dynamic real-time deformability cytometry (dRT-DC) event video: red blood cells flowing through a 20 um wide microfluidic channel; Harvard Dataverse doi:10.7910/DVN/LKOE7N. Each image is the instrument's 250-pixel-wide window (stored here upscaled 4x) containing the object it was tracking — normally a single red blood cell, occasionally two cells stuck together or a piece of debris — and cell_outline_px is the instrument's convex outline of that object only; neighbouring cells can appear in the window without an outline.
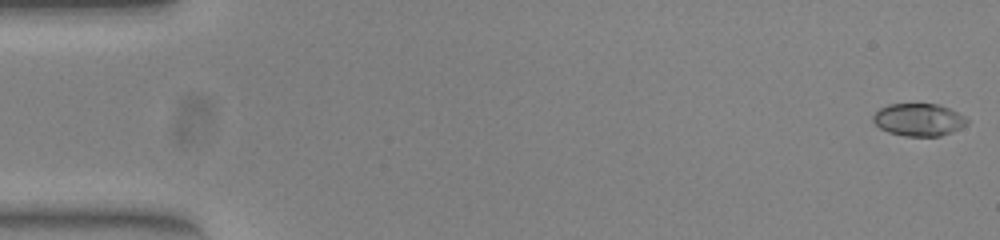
{"species": "common noctule bat (a hibernating species)", "species_latin": "Nyctalus noctula", "temperature_condition": "warm", "stored_images_in_passage": 53, "camera_frame_rate_fps": 3000, "um_per_image_px": 0.085, "animal": {"sex": "female", "body_mass_g": 23.0, "forearm_length_mm": 53.4}, "frame": {"image": 1, "passage_image": 1, "time_ms": 0.0, "image_size_px": [1000, 240], "cell_outline_px": [[968, 124], [952, 132], [940, 136], [904, 136], [888, 132], [880, 128], [872, 120], [872, 116], [880, 108], [888, 104], [940, 104], [964, 116], [968, 120]], "centroid_in_image_um": [78.08, 10.18], "position_along_channel_um": 6.9, "area_um2": 17.8}}
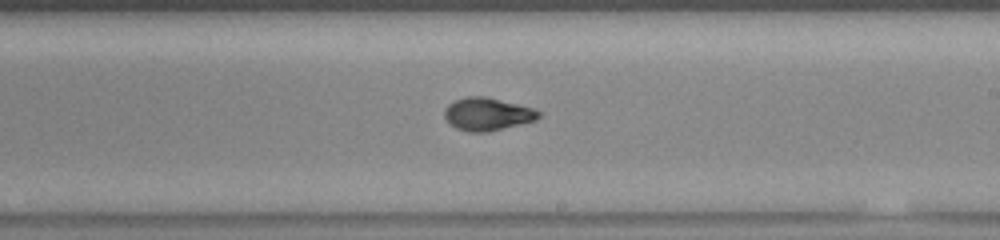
{"frame": {"image": 2, "passage_image": 31, "time_ms": 10.0, "image_size_px": [1000, 240], "cell_outline_px": [[544, 112], [536, 120], [488, 132], [468, 132], [456, 128], [444, 116], [444, 108], [448, 104], [464, 96], [484, 96], [532, 108]], "centroid_in_image_um": [41.43, 9.7], "position_along_channel_um": 247.6, "area_um2": 17.92}}
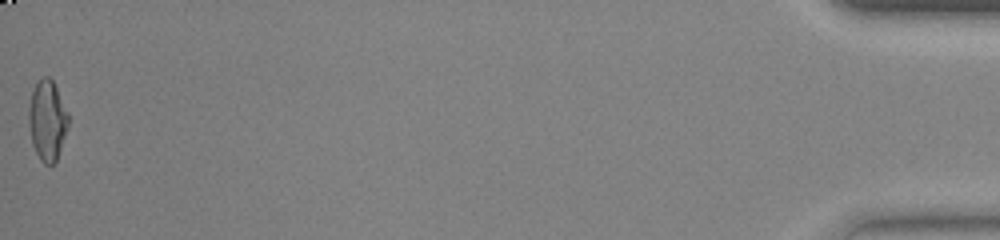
{"frame": {"image": 3, "passage_image": 53, "time_ms": 17.333, "image_size_px": [1000, 240], "cell_outline_px": [[68, 128], [56, 160], [52, 164], [44, 164], [40, 160], [32, 144], [28, 120], [28, 108], [32, 92], [36, 84], [44, 76], [48, 76], [52, 80], [68, 112]], "centroid_in_image_um": [4.01, 10.24], "position_along_channel_um": 431.2, "area_um2": 18.32}, "authors_computed_cell_mechanics": {"area_um2": 17.8602, "velocity_mm_per_s": 3.8967, "shape_relaxation_time_tau1_ms": 5.5784, "shape_relaxation_time_tau2_ms": 1.1528, "deformation_change_tau1": 0.2392, "deformation_change_tau2": 0.0555}}